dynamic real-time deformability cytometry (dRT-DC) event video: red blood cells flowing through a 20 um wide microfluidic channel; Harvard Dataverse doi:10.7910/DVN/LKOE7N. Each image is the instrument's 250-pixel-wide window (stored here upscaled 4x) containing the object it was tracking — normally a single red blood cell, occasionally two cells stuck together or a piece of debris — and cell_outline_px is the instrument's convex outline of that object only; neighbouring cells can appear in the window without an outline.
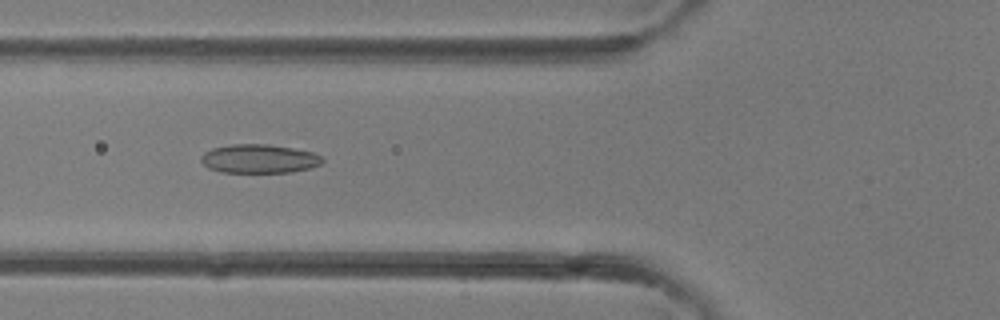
{"species": "common noctule bat (a hibernating species)", "species_latin": "Nyctalus noctula", "temperature_condition": "room temperature", "stored_images_in_passage": 31, "camera_frame_rate_fps": 3000, "um_per_image_px": 0.085, "animal": {"sex": "female"}, "frame": {"image": 1, "passage_image": 5, "time_ms": 1.333, "image_size_px": [1000, 320], "cell_outline_px": [[324, 160], [320, 164], [308, 168], [292, 172], [220, 172], [208, 168], [200, 160], [200, 156], [204, 152], [212, 148], [232, 144], [268, 144], [292, 148], [312, 152], [320, 156]], "centroid_in_image_um": [21.98, 13.49], "position_along_channel_um": 103.8, "area_um2": 20.29}}
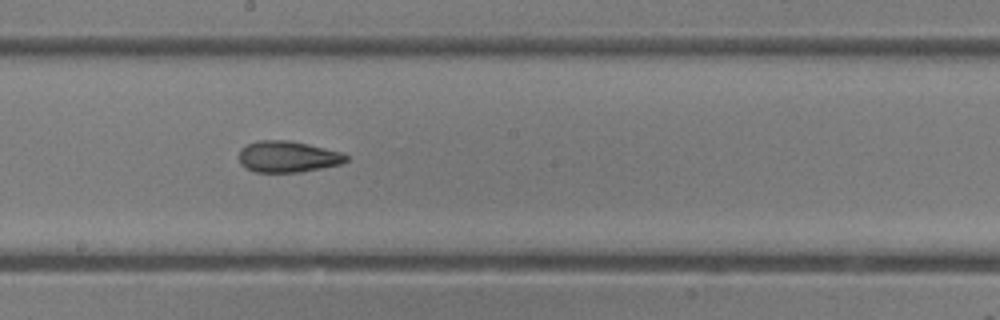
{"frame": {"image": 2, "passage_image": 12, "time_ms": 3.667, "image_size_px": [1000, 320], "cell_outline_px": [[348, 160], [340, 164], [300, 172], [256, 172], [244, 168], [240, 164], [240, 148], [256, 140], [288, 140], [308, 144], [344, 152], [348, 156]], "centroid_in_image_um": [24.46, 13.31], "position_along_channel_um": 223.7, "area_um2": 19.65}}
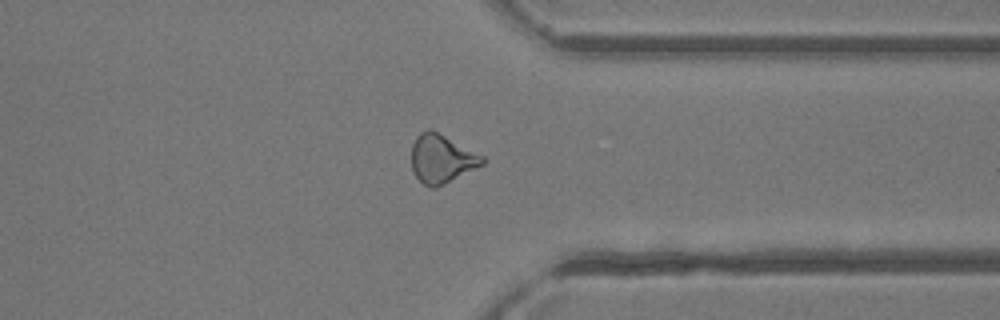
{"frame": {"image": 3, "passage_image": 21, "time_ms": 6.667, "image_size_px": [1000, 320], "cell_outline_px": [[484, 164], [436, 188], [432, 188], [424, 184], [412, 172], [412, 144], [416, 136], [420, 132], [428, 128], [432, 128], [484, 156]], "centroid_in_image_um": [37.52, 13.47], "position_along_channel_um": 373.9, "area_um2": 20.17}}